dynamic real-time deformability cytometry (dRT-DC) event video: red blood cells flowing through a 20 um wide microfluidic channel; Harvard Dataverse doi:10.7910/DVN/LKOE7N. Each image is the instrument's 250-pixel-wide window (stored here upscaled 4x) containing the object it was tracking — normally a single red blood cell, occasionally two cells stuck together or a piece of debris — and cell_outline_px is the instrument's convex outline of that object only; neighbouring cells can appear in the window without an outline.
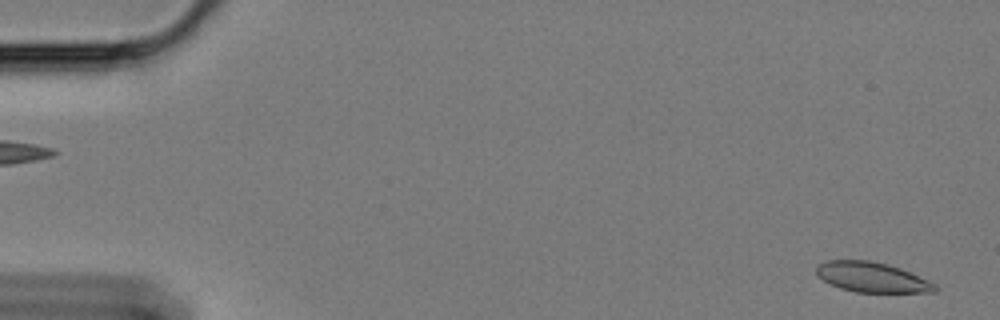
{"species": "Egyptian fruit bat (a non-hibernating species)", "species_latin": "Rousettus aegyptiacus", "temperature_condition": "cold", "stored_images_in_passage": 59, "camera_frame_rate_fps": 3000, "um_per_image_px": 0.085, "animal": {"sex": "female"}, "frame": {"image": 1, "passage_image": 2, "time_ms": 0.333, "image_size_px": [1000, 320], "cell_outline_px": [[940, 288], [936, 292], [856, 292], [840, 288], [816, 276], [816, 264], [828, 260], [868, 260], [888, 264], [900, 268], [936, 284]], "centroid_in_image_um": [74.1, 23.56], "position_along_channel_um": 10.9, "area_um2": 20.75}}
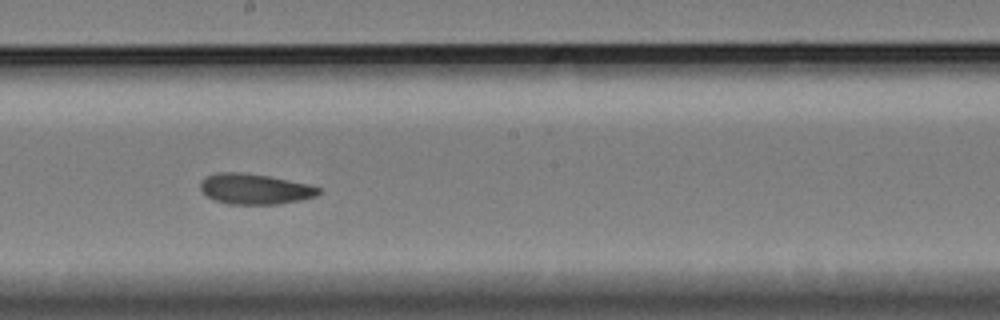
{"frame": {"image": 2, "passage_image": 33, "time_ms": 10.667, "image_size_px": [1000, 320], "cell_outline_px": [[320, 192], [316, 196], [300, 200], [280, 204], [228, 204], [216, 200], [200, 192], [200, 180], [216, 172], [240, 172], [268, 176], [308, 184], [320, 188]], "centroid_in_image_um": [21.63, 16.06], "position_along_channel_um": 226.6, "area_um2": 20.98}}
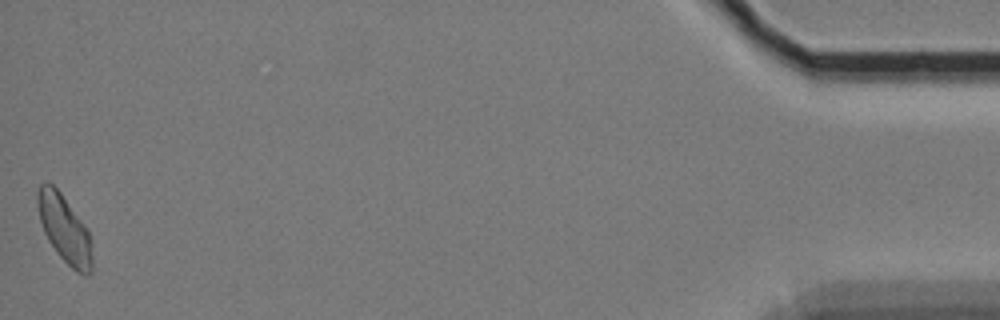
{"frame": {"image": 3, "passage_image": 59, "time_ms": 19.333, "image_size_px": [1000, 320], "cell_outline_px": [[92, 272], [88, 276], [84, 276], [76, 272], [60, 256], [48, 240], [44, 232], [40, 220], [36, 204], [36, 192], [40, 184], [52, 184], [60, 192], [80, 220], [88, 232], [92, 256]], "centroid_in_image_um": [5.46, 19.49], "position_along_channel_um": 429.7, "area_um2": 21.1}, "authors_computed_cell_mechanics": {"area_um2": 21.5016, "velocity_mm_per_s": 3.3725, "shape_relaxation_time_tau1_ms": null, "shape_relaxation_time_tau2_ms": 3.3441, "deformation_change_tau1": null, "deformation_change_tau2": 0.0776}}